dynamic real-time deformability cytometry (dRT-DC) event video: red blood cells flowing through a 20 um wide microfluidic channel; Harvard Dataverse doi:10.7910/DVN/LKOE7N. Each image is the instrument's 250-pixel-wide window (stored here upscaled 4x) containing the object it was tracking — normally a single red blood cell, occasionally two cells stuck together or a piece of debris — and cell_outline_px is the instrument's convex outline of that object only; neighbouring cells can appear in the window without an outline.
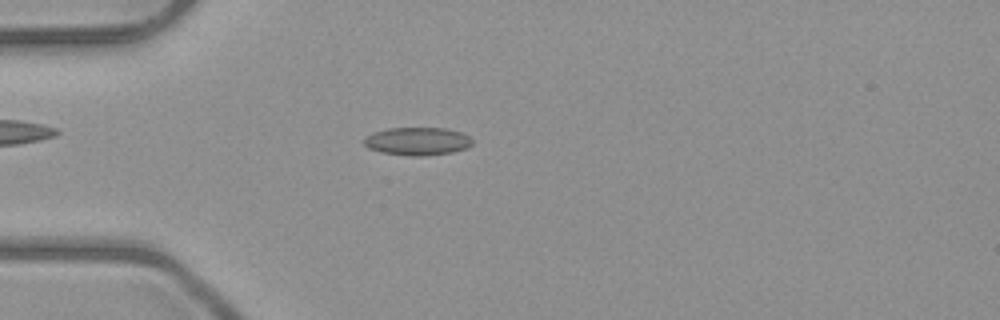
{"species": "common noctule bat (a hibernating species)", "species_latin": "Nyctalus noctula", "temperature_condition": "room temperature", "stored_images_in_passage": 6, "camera_frame_rate_fps": 3000, "um_per_image_px": 0.085, "animal": {"sex": "male", "body_mass_g": 23.1, "forearm_length_mm": 52.7}, "frame": {"image": 1, "passage_image": 4, "time_ms": 3.667, "image_size_px": [1000, 320], "cell_outline_px": [[472, 144], [464, 148], [452, 152], [424, 156], [412, 156], [380, 152], [368, 148], [364, 144], [364, 140], [372, 132], [388, 128], [444, 128], [460, 132], [468, 136], [472, 140]], "centroid_in_image_um": [35.45, 12.01], "position_along_channel_um": 49.5, "area_um2": 17.51}}
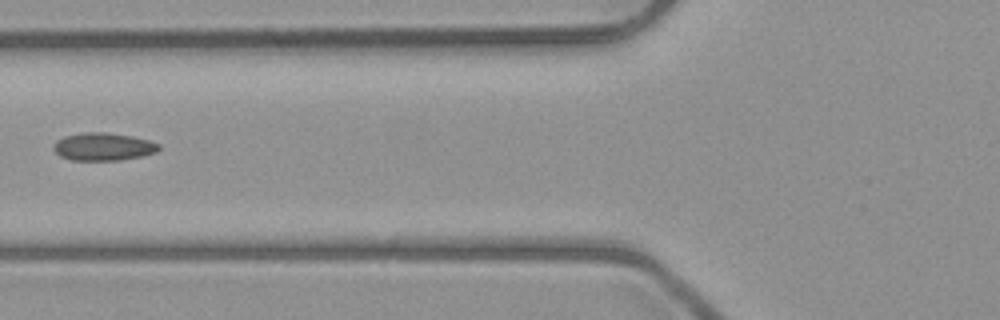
{"frame": {"image": 2, "passage_image": 6, "time_ms": 5.667, "image_size_px": [1000, 320], "cell_outline_px": [[160, 148], [156, 152], [140, 156], [120, 160], [72, 160], [60, 156], [52, 148], [56, 140], [64, 136], [84, 132], [108, 132], [132, 136], [148, 140], [160, 144]], "centroid_in_image_um": [8.76, 12.46], "position_along_channel_um": 117.0, "area_um2": 17.05}}